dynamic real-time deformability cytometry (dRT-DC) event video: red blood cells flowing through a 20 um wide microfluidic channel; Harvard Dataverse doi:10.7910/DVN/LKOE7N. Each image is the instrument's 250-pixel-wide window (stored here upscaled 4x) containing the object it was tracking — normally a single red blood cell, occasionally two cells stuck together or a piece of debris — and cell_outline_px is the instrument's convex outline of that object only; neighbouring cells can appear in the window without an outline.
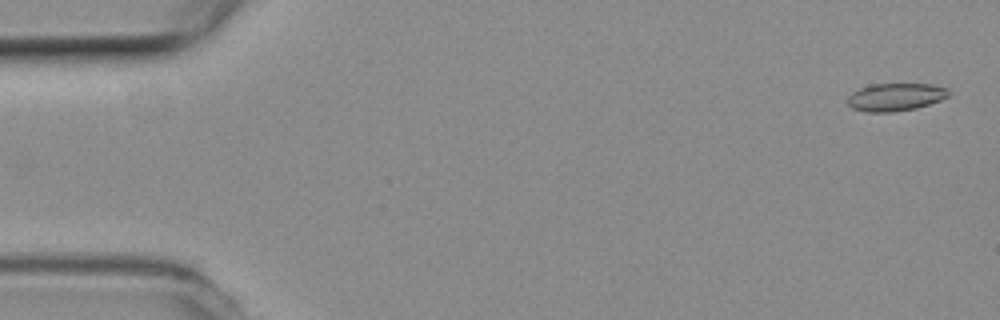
{"species": "common noctule bat (a hibernating species)", "species_latin": "Nyctalus noctula", "temperature_condition": "room temperature", "stored_images_in_passage": 54, "camera_frame_rate_fps": 3000, "um_per_image_px": 0.085, "animal": {"sex": "female", "body_mass_g": 19.3, "forearm_length_mm": 54.1}, "frame": {"image": 1, "passage_image": 2, "time_ms": 0.333, "image_size_px": [1000, 320], "cell_outline_px": [[948, 96], [940, 100], [916, 108], [892, 112], [864, 112], [852, 108], [848, 104], [848, 96], [852, 92], [860, 88], [872, 84], [932, 84], [948, 88]], "centroid_in_image_um": [76.09, 8.25], "position_along_channel_um": 8.9, "area_um2": 16.3}}
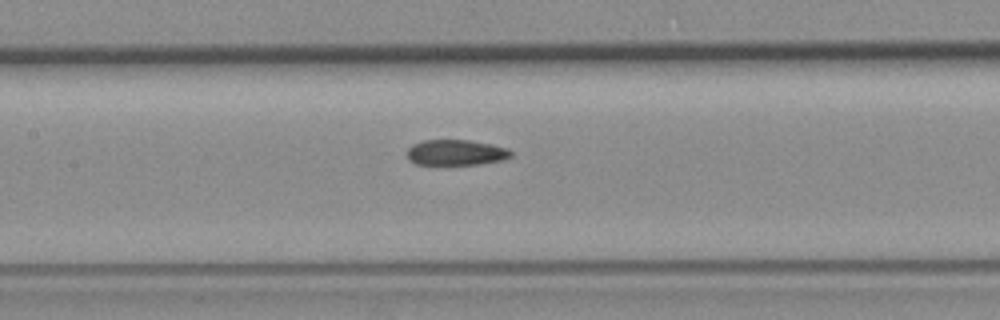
{"frame": {"image": 2, "passage_image": 25, "time_ms": 8.0, "image_size_px": [1000, 320], "cell_outline_px": [[512, 156], [500, 160], [480, 164], [416, 164], [408, 160], [408, 148], [412, 144], [424, 140], [468, 140], [492, 144], [508, 148], [512, 152]], "centroid_in_image_um": [38.75, 12.95], "position_along_channel_um": 168.6, "area_um2": 15.43}}
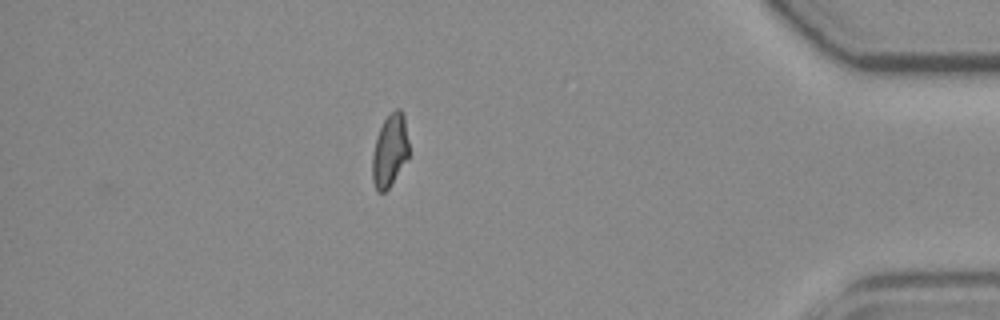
{"frame": {"image": 3, "passage_image": 47, "time_ms": 15.333, "image_size_px": [1000, 320], "cell_outline_px": [[408, 156], [388, 188], [384, 192], [376, 192], [372, 180], [372, 156], [376, 136], [384, 120], [396, 108], [400, 108], [404, 116], [408, 140]], "centroid_in_image_um": [33.11, 12.79], "position_along_channel_um": 402.1, "area_um2": 15.26}, "authors_computed_cell_mechanics": {"area_um2": 16.2996, "velocity_mm_per_s": 3.8284, "shape_relaxation_time_tau1_ms": null, "shape_relaxation_time_tau2_ms": 3.0205, "deformation_change_tau1": null, "deformation_change_tau2": 0.0912}}